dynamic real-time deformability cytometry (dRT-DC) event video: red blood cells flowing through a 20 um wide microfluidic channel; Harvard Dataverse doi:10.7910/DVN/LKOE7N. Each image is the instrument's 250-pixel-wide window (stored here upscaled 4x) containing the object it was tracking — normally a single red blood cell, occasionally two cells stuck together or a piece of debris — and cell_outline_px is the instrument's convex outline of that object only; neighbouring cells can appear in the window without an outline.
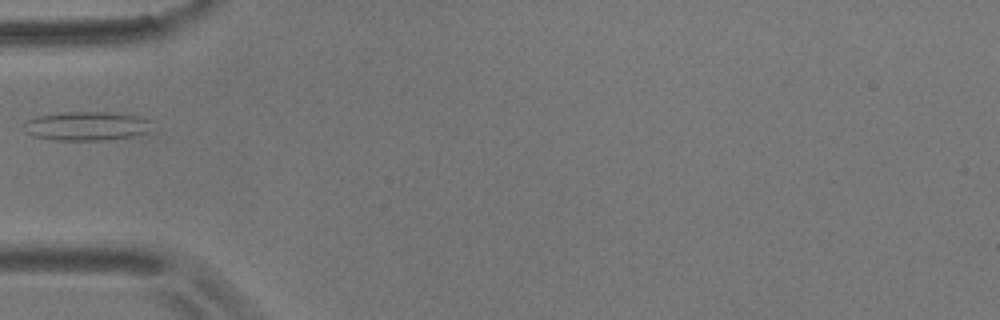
{"species": "common noctule bat (a hibernating species)", "species_latin": "Nyctalus noctula", "temperature_condition": "room temperature", "stored_images_in_passage": 3, "camera_frame_rate_fps": 3000, "um_per_image_px": 0.085, "animal": {"sex": "male", "body_mass_g": 17.9}, "frame": {"image": 1, "passage_image": 3, "time_ms": 0.667, "image_size_px": [1000, 320], "cell_outline_px": [[152, 132], [132, 136], [104, 140], [56, 140], [32, 136], [24, 132], [24, 120], [36, 116], [64, 112], [108, 112], [140, 116], [148, 120]], "centroid_in_image_um": [7.32, 10.71], "position_along_channel_um": 77.7, "area_um2": 21.79}}